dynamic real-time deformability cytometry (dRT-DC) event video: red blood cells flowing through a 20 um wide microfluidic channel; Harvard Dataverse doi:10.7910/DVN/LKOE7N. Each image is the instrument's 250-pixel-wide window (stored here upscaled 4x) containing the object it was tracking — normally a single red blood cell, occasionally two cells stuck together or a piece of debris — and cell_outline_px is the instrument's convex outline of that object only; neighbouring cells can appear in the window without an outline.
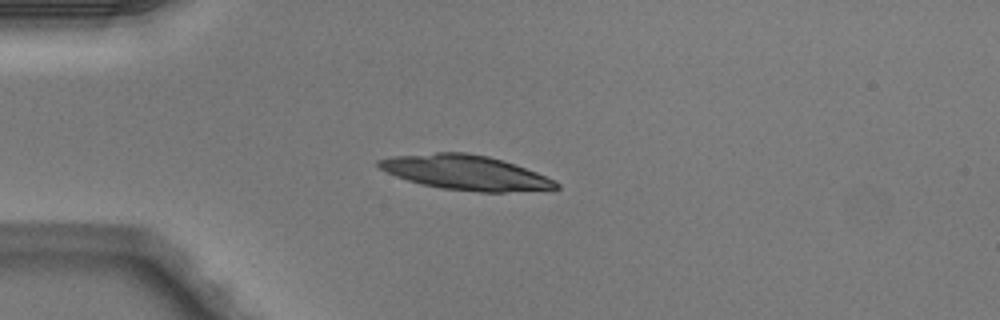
{"species": "Egyptian fruit bat (a non-hibernating species)", "species_latin": "Rousettus aegyptiacus", "temperature_condition": "warm", "stored_images_in_passage": 3, "camera_frame_rate_fps": 3000, "um_per_image_px": 0.085, "animal": {"sex": "male"}, "frame": {"image": 1, "passage_image": 3, "time_ms": 0.667, "image_size_px": [1000, 320], "cell_outline_px": [[560, 188], [504, 192], [480, 192], [440, 188], [420, 184], [396, 176], [380, 168], [376, 164], [376, 160], [392, 156], [436, 152], [468, 152], [488, 156], [536, 172], [556, 180], [560, 184]], "centroid_in_image_um": [39.55, 14.66], "position_along_channel_um": 45.5, "area_um2": 35.66}}